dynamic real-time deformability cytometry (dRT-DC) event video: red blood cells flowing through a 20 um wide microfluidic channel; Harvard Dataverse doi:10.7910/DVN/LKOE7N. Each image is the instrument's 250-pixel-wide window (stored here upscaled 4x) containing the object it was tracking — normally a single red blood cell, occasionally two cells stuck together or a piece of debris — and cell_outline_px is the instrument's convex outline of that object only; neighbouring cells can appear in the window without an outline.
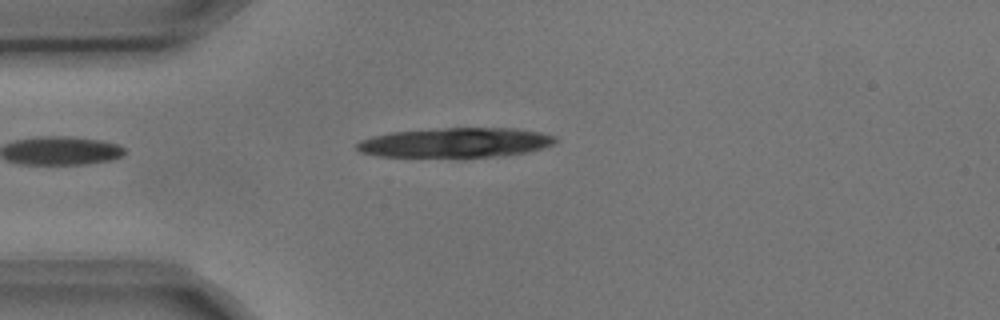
{"species": "common noctule bat (a hibernating species)", "species_latin": "Nyctalus noctula", "temperature_condition": "cold", "stored_images_in_passage": 5, "camera_frame_rate_fps": 3000, "um_per_image_px": 0.085, "animal": {"sex": "male", "body_mass_g": 17.9, "forearm_length_mm": 54.2}, "frame": {"image": 1, "passage_image": 4, "time_ms": 1.0, "image_size_px": [1000, 320], "cell_outline_px": [[560, 140], [552, 144], [540, 148], [524, 152], [500, 156], [380, 156], [360, 152], [356, 148], [356, 144], [360, 140], [372, 136], [392, 132], [444, 128], [516, 128], [540, 132], [556, 136]], "centroid_in_image_um": [38.73, 12.1], "position_along_channel_um": 46.3, "area_um2": 33.87}}